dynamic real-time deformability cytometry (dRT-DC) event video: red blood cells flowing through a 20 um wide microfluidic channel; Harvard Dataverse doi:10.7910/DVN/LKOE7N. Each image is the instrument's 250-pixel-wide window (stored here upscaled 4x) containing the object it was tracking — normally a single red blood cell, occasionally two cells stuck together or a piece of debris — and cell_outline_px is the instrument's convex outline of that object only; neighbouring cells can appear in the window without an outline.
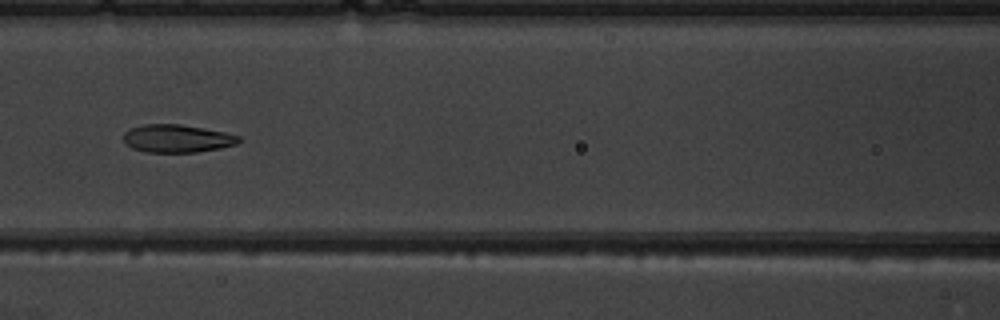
{"species": "common noctule bat (a hibernating species)", "species_latin": "Nyctalus noctula", "temperature_condition": "warm", "stored_images_in_passage": 8, "camera_frame_rate_fps": 3000, "um_per_image_px": 0.085, "animal": {"sex": "male", "body_mass_g": 19.5, "forearm_length_mm": 54.6}, "frame": {"image": 1, "passage_image": 7, "time_ms": 7.0, "image_size_px": [1000, 320], "cell_outline_px": [[244, 140], [236, 144], [220, 148], [196, 152], [148, 152], [132, 148], [124, 140], [124, 132], [128, 128], [144, 124], [180, 124], [224, 132], [240, 136]], "centroid_in_image_um": [15.07, 11.77], "position_along_channel_um": 151.5, "area_um2": 18.73}}
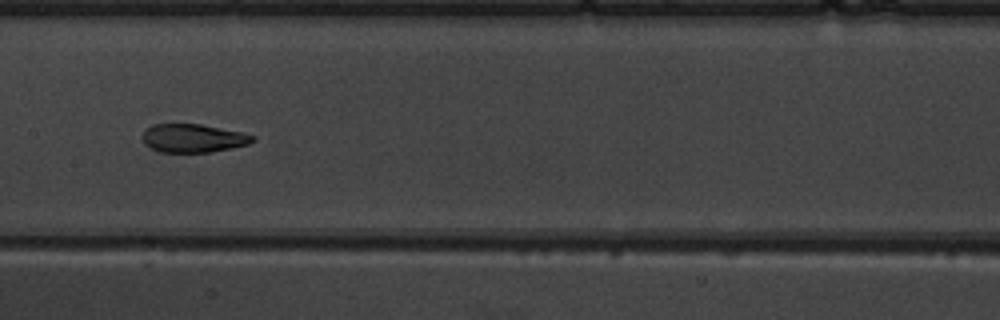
{"frame": {"image": 2, "passage_image": 8, "time_ms": 8.0, "image_size_px": [1000, 320], "cell_outline_px": [[256, 140], [248, 144], [232, 148], [208, 152], [160, 152], [144, 144], [144, 132], [152, 124], [200, 124], [240, 132], [256, 136]], "centroid_in_image_um": [16.44, 11.75], "position_along_channel_um": 191.0, "area_um2": 18.03}}